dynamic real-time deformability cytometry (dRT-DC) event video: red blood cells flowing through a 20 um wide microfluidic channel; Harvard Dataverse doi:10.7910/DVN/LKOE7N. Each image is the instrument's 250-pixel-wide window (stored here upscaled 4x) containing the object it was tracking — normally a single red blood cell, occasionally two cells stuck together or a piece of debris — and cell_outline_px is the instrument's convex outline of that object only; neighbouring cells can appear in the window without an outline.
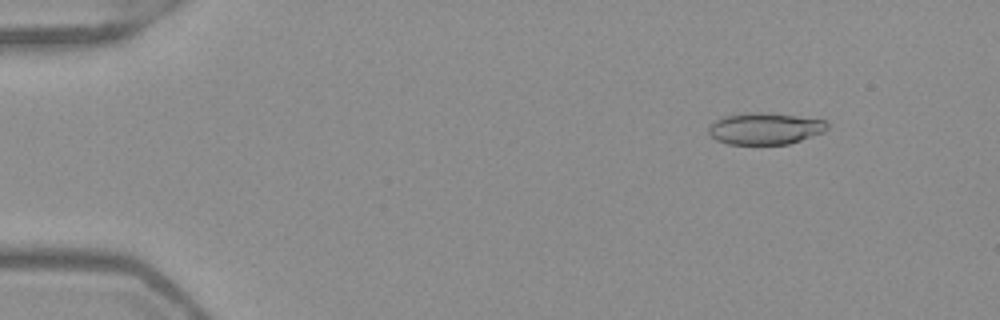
{"species": "Egyptian fruit bat (a non-hibernating species)", "species_latin": "Rousettus aegyptiacus", "temperature_condition": "warm", "stored_images_in_passage": 50, "camera_frame_rate_fps": 3000, "um_per_image_px": 0.085, "frame": {"image": 1, "passage_image": 5, "time_ms": 1.333, "image_size_px": [1000, 320], "cell_outline_px": [[828, 128], [824, 132], [788, 144], [728, 144], [716, 140], [708, 132], [708, 124], [720, 116], [748, 112], [768, 112], [824, 120], [828, 124]], "centroid_in_image_um": [64.97, 10.91], "position_along_channel_um": 20.0, "area_um2": 22.14}}
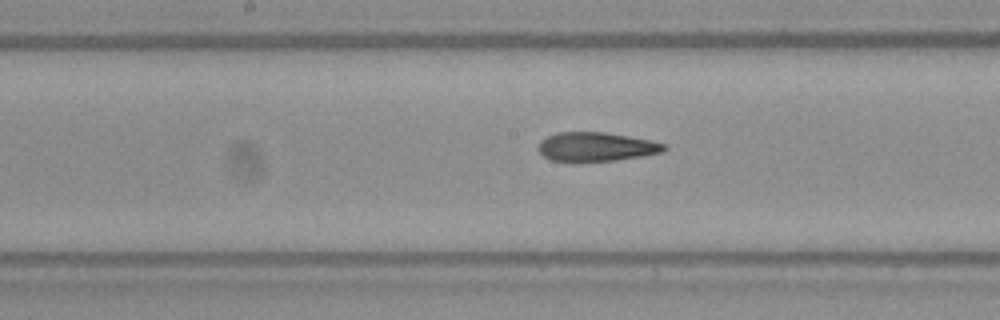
{"frame": {"image": 2, "passage_image": 26, "time_ms": 8.333, "image_size_px": [1000, 320], "cell_outline_px": [[668, 148], [664, 152], [616, 160], [576, 164], [548, 160], [536, 148], [536, 144], [540, 140], [556, 132], [604, 132], [628, 136], [648, 140], [664, 144]], "centroid_in_image_um": [50.57, 12.51], "position_along_channel_um": 197.6, "area_um2": 21.96}}
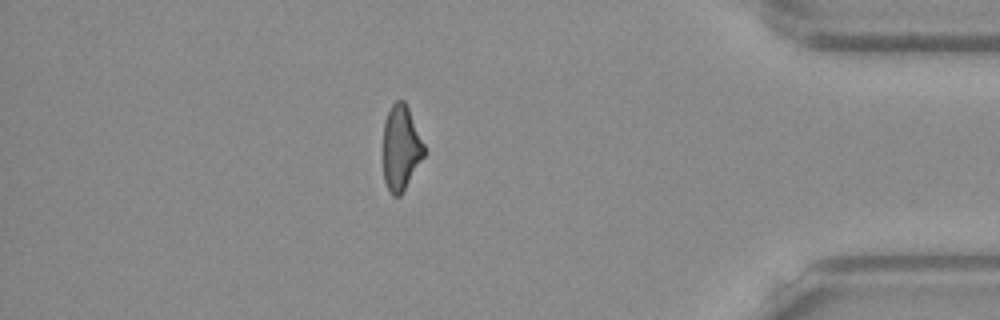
{"frame": {"image": 3, "passage_image": 44, "time_ms": 14.333, "image_size_px": [1000, 320], "cell_outline_px": [[424, 156], [400, 196], [392, 196], [384, 180], [384, 120], [392, 104], [396, 100], [404, 100], [408, 108], [424, 144]], "centroid_in_image_um": [34.07, 12.56], "position_along_channel_um": 401.1, "area_um2": 19.94}, "authors_computed_cell_mechanics": {"area_um2": 21.9351, "velocity_mm_per_s": 3.9856, "shape_relaxation_time_tau1_ms": null, "shape_relaxation_time_tau2_ms": 3.1045, "deformation_change_tau1": null, "deformation_change_tau2": 0.126}}